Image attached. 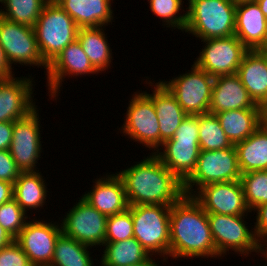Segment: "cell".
<instances>
[{
	"label": "cell",
	"mask_w": 267,
	"mask_h": 266,
	"mask_svg": "<svg viewBox=\"0 0 267 266\" xmlns=\"http://www.w3.org/2000/svg\"><path fill=\"white\" fill-rule=\"evenodd\" d=\"M170 257L219 259L207 213L193 196L184 194L171 205Z\"/></svg>",
	"instance_id": "6da1fadb"
},
{
	"label": "cell",
	"mask_w": 267,
	"mask_h": 266,
	"mask_svg": "<svg viewBox=\"0 0 267 266\" xmlns=\"http://www.w3.org/2000/svg\"><path fill=\"white\" fill-rule=\"evenodd\" d=\"M129 206H171L183 195V183L154 154L119 171Z\"/></svg>",
	"instance_id": "7a4b0ae2"
},
{
	"label": "cell",
	"mask_w": 267,
	"mask_h": 266,
	"mask_svg": "<svg viewBox=\"0 0 267 266\" xmlns=\"http://www.w3.org/2000/svg\"><path fill=\"white\" fill-rule=\"evenodd\" d=\"M184 31L205 40L235 35L236 0H187Z\"/></svg>",
	"instance_id": "3957f363"
},
{
	"label": "cell",
	"mask_w": 267,
	"mask_h": 266,
	"mask_svg": "<svg viewBox=\"0 0 267 266\" xmlns=\"http://www.w3.org/2000/svg\"><path fill=\"white\" fill-rule=\"evenodd\" d=\"M43 60L49 65L58 54L77 39L79 27L55 1H49L34 26Z\"/></svg>",
	"instance_id": "277c9868"
},
{
	"label": "cell",
	"mask_w": 267,
	"mask_h": 266,
	"mask_svg": "<svg viewBox=\"0 0 267 266\" xmlns=\"http://www.w3.org/2000/svg\"><path fill=\"white\" fill-rule=\"evenodd\" d=\"M128 210L133 219L134 237L150 255L162 256L166 262L170 257L171 206L135 205Z\"/></svg>",
	"instance_id": "5b68a950"
},
{
	"label": "cell",
	"mask_w": 267,
	"mask_h": 266,
	"mask_svg": "<svg viewBox=\"0 0 267 266\" xmlns=\"http://www.w3.org/2000/svg\"><path fill=\"white\" fill-rule=\"evenodd\" d=\"M214 245L221 259L229 250L241 256L252 252L262 254V244L254 229H248L244 221L247 215L207 214ZM225 254V255H224Z\"/></svg>",
	"instance_id": "8992f818"
},
{
	"label": "cell",
	"mask_w": 267,
	"mask_h": 266,
	"mask_svg": "<svg viewBox=\"0 0 267 266\" xmlns=\"http://www.w3.org/2000/svg\"><path fill=\"white\" fill-rule=\"evenodd\" d=\"M240 179L241 172L234 145L215 151L203 150L198 156L195 171L183 183V190L185 195L193 196L204 185Z\"/></svg>",
	"instance_id": "52a82bcc"
},
{
	"label": "cell",
	"mask_w": 267,
	"mask_h": 266,
	"mask_svg": "<svg viewBox=\"0 0 267 266\" xmlns=\"http://www.w3.org/2000/svg\"><path fill=\"white\" fill-rule=\"evenodd\" d=\"M160 81L175 96L187 115L209 113L214 77L203 69L193 64L189 73L173 77L169 81Z\"/></svg>",
	"instance_id": "ba28073f"
},
{
	"label": "cell",
	"mask_w": 267,
	"mask_h": 266,
	"mask_svg": "<svg viewBox=\"0 0 267 266\" xmlns=\"http://www.w3.org/2000/svg\"><path fill=\"white\" fill-rule=\"evenodd\" d=\"M129 101L121 133L154 153L160 147V128L152 99L143 92H135Z\"/></svg>",
	"instance_id": "9c48e42d"
},
{
	"label": "cell",
	"mask_w": 267,
	"mask_h": 266,
	"mask_svg": "<svg viewBox=\"0 0 267 266\" xmlns=\"http://www.w3.org/2000/svg\"><path fill=\"white\" fill-rule=\"evenodd\" d=\"M0 45L9 65H33L46 69L48 64L40 53L34 27L8 21L0 16Z\"/></svg>",
	"instance_id": "30bf717a"
},
{
	"label": "cell",
	"mask_w": 267,
	"mask_h": 266,
	"mask_svg": "<svg viewBox=\"0 0 267 266\" xmlns=\"http://www.w3.org/2000/svg\"><path fill=\"white\" fill-rule=\"evenodd\" d=\"M205 43L194 64L212 77L237 73L242 58L248 49L235 36L205 39Z\"/></svg>",
	"instance_id": "8fae6325"
},
{
	"label": "cell",
	"mask_w": 267,
	"mask_h": 266,
	"mask_svg": "<svg viewBox=\"0 0 267 266\" xmlns=\"http://www.w3.org/2000/svg\"><path fill=\"white\" fill-rule=\"evenodd\" d=\"M107 218L81 197L61 220L62 233L91 248L103 247Z\"/></svg>",
	"instance_id": "7c38bea8"
},
{
	"label": "cell",
	"mask_w": 267,
	"mask_h": 266,
	"mask_svg": "<svg viewBox=\"0 0 267 266\" xmlns=\"http://www.w3.org/2000/svg\"><path fill=\"white\" fill-rule=\"evenodd\" d=\"M38 108L25 118L14 121L9 152L21 172H36L42 153L41 126Z\"/></svg>",
	"instance_id": "4fadbf2b"
},
{
	"label": "cell",
	"mask_w": 267,
	"mask_h": 266,
	"mask_svg": "<svg viewBox=\"0 0 267 266\" xmlns=\"http://www.w3.org/2000/svg\"><path fill=\"white\" fill-rule=\"evenodd\" d=\"M56 223L36 219L27 221L15 238L34 266L51 265L56 241L62 234L61 223Z\"/></svg>",
	"instance_id": "5bb4252c"
},
{
	"label": "cell",
	"mask_w": 267,
	"mask_h": 266,
	"mask_svg": "<svg viewBox=\"0 0 267 266\" xmlns=\"http://www.w3.org/2000/svg\"><path fill=\"white\" fill-rule=\"evenodd\" d=\"M193 197L207 214L248 215V212L251 213L240 180L204 185Z\"/></svg>",
	"instance_id": "9a60e30c"
},
{
	"label": "cell",
	"mask_w": 267,
	"mask_h": 266,
	"mask_svg": "<svg viewBox=\"0 0 267 266\" xmlns=\"http://www.w3.org/2000/svg\"><path fill=\"white\" fill-rule=\"evenodd\" d=\"M99 74V72L92 66L88 56L83 51L79 41H75L68 44L58 56L48 65L47 72V84H48V96L58 98L60 93V87L62 86L63 79L72 76Z\"/></svg>",
	"instance_id": "2e32d148"
},
{
	"label": "cell",
	"mask_w": 267,
	"mask_h": 266,
	"mask_svg": "<svg viewBox=\"0 0 267 266\" xmlns=\"http://www.w3.org/2000/svg\"><path fill=\"white\" fill-rule=\"evenodd\" d=\"M29 77L0 79V122L23 119L37 108L33 100V79Z\"/></svg>",
	"instance_id": "e0dca14e"
},
{
	"label": "cell",
	"mask_w": 267,
	"mask_h": 266,
	"mask_svg": "<svg viewBox=\"0 0 267 266\" xmlns=\"http://www.w3.org/2000/svg\"><path fill=\"white\" fill-rule=\"evenodd\" d=\"M235 36L248 50L266 49L267 18L255 0L237 1Z\"/></svg>",
	"instance_id": "ac0fdd59"
},
{
	"label": "cell",
	"mask_w": 267,
	"mask_h": 266,
	"mask_svg": "<svg viewBox=\"0 0 267 266\" xmlns=\"http://www.w3.org/2000/svg\"><path fill=\"white\" fill-rule=\"evenodd\" d=\"M93 183V189L81 197L103 215L109 217L128 209L124 185L117 173L106 174Z\"/></svg>",
	"instance_id": "d6986e66"
},
{
	"label": "cell",
	"mask_w": 267,
	"mask_h": 266,
	"mask_svg": "<svg viewBox=\"0 0 267 266\" xmlns=\"http://www.w3.org/2000/svg\"><path fill=\"white\" fill-rule=\"evenodd\" d=\"M200 151L199 140H166L154 154L184 183L195 171Z\"/></svg>",
	"instance_id": "ffe728a7"
},
{
	"label": "cell",
	"mask_w": 267,
	"mask_h": 266,
	"mask_svg": "<svg viewBox=\"0 0 267 266\" xmlns=\"http://www.w3.org/2000/svg\"><path fill=\"white\" fill-rule=\"evenodd\" d=\"M247 108L262 107L253 101L236 73L214 78L209 113Z\"/></svg>",
	"instance_id": "44dd1931"
},
{
	"label": "cell",
	"mask_w": 267,
	"mask_h": 266,
	"mask_svg": "<svg viewBox=\"0 0 267 266\" xmlns=\"http://www.w3.org/2000/svg\"><path fill=\"white\" fill-rule=\"evenodd\" d=\"M236 74L253 101L263 107L267 103V49L248 50Z\"/></svg>",
	"instance_id": "7402d4cb"
},
{
	"label": "cell",
	"mask_w": 267,
	"mask_h": 266,
	"mask_svg": "<svg viewBox=\"0 0 267 266\" xmlns=\"http://www.w3.org/2000/svg\"><path fill=\"white\" fill-rule=\"evenodd\" d=\"M153 93H145L152 99L156 115L159 121L160 128V147L166 140L173 137L175 131L180 126L182 120L187 116L185 111L177 102L175 96L161 82H156L155 85L151 81L148 82Z\"/></svg>",
	"instance_id": "603a6c76"
},
{
	"label": "cell",
	"mask_w": 267,
	"mask_h": 266,
	"mask_svg": "<svg viewBox=\"0 0 267 266\" xmlns=\"http://www.w3.org/2000/svg\"><path fill=\"white\" fill-rule=\"evenodd\" d=\"M79 28L112 25L111 0H55Z\"/></svg>",
	"instance_id": "cb8c5ba5"
},
{
	"label": "cell",
	"mask_w": 267,
	"mask_h": 266,
	"mask_svg": "<svg viewBox=\"0 0 267 266\" xmlns=\"http://www.w3.org/2000/svg\"><path fill=\"white\" fill-rule=\"evenodd\" d=\"M233 145L245 140L262 124V108L228 110L215 114Z\"/></svg>",
	"instance_id": "d4e9b609"
},
{
	"label": "cell",
	"mask_w": 267,
	"mask_h": 266,
	"mask_svg": "<svg viewBox=\"0 0 267 266\" xmlns=\"http://www.w3.org/2000/svg\"><path fill=\"white\" fill-rule=\"evenodd\" d=\"M234 146L241 174L267 170V127L264 124Z\"/></svg>",
	"instance_id": "484cf974"
},
{
	"label": "cell",
	"mask_w": 267,
	"mask_h": 266,
	"mask_svg": "<svg viewBox=\"0 0 267 266\" xmlns=\"http://www.w3.org/2000/svg\"><path fill=\"white\" fill-rule=\"evenodd\" d=\"M41 172H21L13 183V199L27 213L46 204L47 187Z\"/></svg>",
	"instance_id": "4316f807"
},
{
	"label": "cell",
	"mask_w": 267,
	"mask_h": 266,
	"mask_svg": "<svg viewBox=\"0 0 267 266\" xmlns=\"http://www.w3.org/2000/svg\"><path fill=\"white\" fill-rule=\"evenodd\" d=\"M104 27L79 28L77 35V40L92 66L100 73L108 70L113 58Z\"/></svg>",
	"instance_id": "83f0119b"
},
{
	"label": "cell",
	"mask_w": 267,
	"mask_h": 266,
	"mask_svg": "<svg viewBox=\"0 0 267 266\" xmlns=\"http://www.w3.org/2000/svg\"><path fill=\"white\" fill-rule=\"evenodd\" d=\"M100 266H128L143 262L151 255L135 238L114 243H104Z\"/></svg>",
	"instance_id": "f1b7e54d"
},
{
	"label": "cell",
	"mask_w": 267,
	"mask_h": 266,
	"mask_svg": "<svg viewBox=\"0 0 267 266\" xmlns=\"http://www.w3.org/2000/svg\"><path fill=\"white\" fill-rule=\"evenodd\" d=\"M89 249L90 246L62 233L56 241L50 266H95Z\"/></svg>",
	"instance_id": "f546056e"
},
{
	"label": "cell",
	"mask_w": 267,
	"mask_h": 266,
	"mask_svg": "<svg viewBox=\"0 0 267 266\" xmlns=\"http://www.w3.org/2000/svg\"><path fill=\"white\" fill-rule=\"evenodd\" d=\"M49 0H0L4 9L0 8V16L8 21L35 26L41 11Z\"/></svg>",
	"instance_id": "4dcf8cb0"
},
{
	"label": "cell",
	"mask_w": 267,
	"mask_h": 266,
	"mask_svg": "<svg viewBox=\"0 0 267 266\" xmlns=\"http://www.w3.org/2000/svg\"><path fill=\"white\" fill-rule=\"evenodd\" d=\"M199 146L201 151H215L233 146L215 114L199 115Z\"/></svg>",
	"instance_id": "1f68e13d"
},
{
	"label": "cell",
	"mask_w": 267,
	"mask_h": 266,
	"mask_svg": "<svg viewBox=\"0 0 267 266\" xmlns=\"http://www.w3.org/2000/svg\"><path fill=\"white\" fill-rule=\"evenodd\" d=\"M240 181L251 212L257 206L267 203V170L243 173Z\"/></svg>",
	"instance_id": "d6a6232c"
},
{
	"label": "cell",
	"mask_w": 267,
	"mask_h": 266,
	"mask_svg": "<svg viewBox=\"0 0 267 266\" xmlns=\"http://www.w3.org/2000/svg\"><path fill=\"white\" fill-rule=\"evenodd\" d=\"M148 2L150 10L162 19L163 25L184 31L187 11H184L183 15L179 14V11H182L183 0H149Z\"/></svg>",
	"instance_id": "836d02e7"
},
{
	"label": "cell",
	"mask_w": 267,
	"mask_h": 266,
	"mask_svg": "<svg viewBox=\"0 0 267 266\" xmlns=\"http://www.w3.org/2000/svg\"><path fill=\"white\" fill-rule=\"evenodd\" d=\"M27 213L12 198L0 206V225L15 239L27 223Z\"/></svg>",
	"instance_id": "e575fe53"
},
{
	"label": "cell",
	"mask_w": 267,
	"mask_h": 266,
	"mask_svg": "<svg viewBox=\"0 0 267 266\" xmlns=\"http://www.w3.org/2000/svg\"><path fill=\"white\" fill-rule=\"evenodd\" d=\"M134 237L131 212L126 211L107 218L105 243H114Z\"/></svg>",
	"instance_id": "d590c367"
},
{
	"label": "cell",
	"mask_w": 267,
	"mask_h": 266,
	"mask_svg": "<svg viewBox=\"0 0 267 266\" xmlns=\"http://www.w3.org/2000/svg\"><path fill=\"white\" fill-rule=\"evenodd\" d=\"M0 266H34L28 256L14 240L0 249Z\"/></svg>",
	"instance_id": "8d00e7d4"
},
{
	"label": "cell",
	"mask_w": 267,
	"mask_h": 266,
	"mask_svg": "<svg viewBox=\"0 0 267 266\" xmlns=\"http://www.w3.org/2000/svg\"><path fill=\"white\" fill-rule=\"evenodd\" d=\"M169 140H199V115H187Z\"/></svg>",
	"instance_id": "74e56055"
},
{
	"label": "cell",
	"mask_w": 267,
	"mask_h": 266,
	"mask_svg": "<svg viewBox=\"0 0 267 266\" xmlns=\"http://www.w3.org/2000/svg\"><path fill=\"white\" fill-rule=\"evenodd\" d=\"M20 173L9 150H0V180L14 183Z\"/></svg>",
	"instance_id": "f35d334b"
},
{
	"label": "cell",
	"mask_w": 267,
	"mask_h": 266,
	"mask_svg": "<svg viewBox=\"0 0 267 266\" xmlns=\"http://www.w3.org/2000/svg\"><path fill=\"white\" fill-rule=\"evenodd\" d=\"M254 211L257 213L254 232L261 244L267 242V203L257 206Z\"/></svg>",
	"instance_id": "ab89813d"
},
{
	"label": "cell",
	"mask_w": 267,
	"mask_h": 266,
	"mask_svg": "<svg viewBox=\"0 0 267 266\" xmlns=\"http://www.w3.org/2000/svg\"><path fill=\"white\" fill-rule=\"evenodd\" d=\"M14 122H0V150H9L13 137Z\"/></svg>",
	"instance_id": "60d3db41"
},
{
	"label": "cell",
	"mask_w": 267,
	"mask_h": 266,
	"mask_svg": "<svg viewBox=\"0 0 267 266\" xmlns=\"http://www.w3.org/2000/svg\"><path fill=\"white\" fill-rule=\"evenodd\" d=\"M13 198V183L0 180V206Z\"/></svg>",
	"instance_id": "b9f144b4"
},
{
	"label": "cell",
	"mask_w": 267,
	"mask_h": 266,
	"mask_svg": "<svg viewBox=\"0 0 267 266\" xmlns=\"http://www.w3.org/2000/svg\"><path fill=\"white\" fill-rule=\"evenodd\" d=\"M12 69L13 68L9 65L8 60L6 59L4 49L0 45V79L14 76L15 74Z\"/></svg>",
	"instance_id": "7bdbcfd3"
},
{
	"label": "cell",
	"mask_w": 267,
	"mask_h": 266,
	"mask_svg": "<svg viewBox=\"0 0 267 266\" xmlns=\"http://www.w3.org/2000/svg\"><path fill=\"white\" fill-rule=\"evenodd\" d=\"M15 239L0 225V249L12 243Z\"/></svg>",
	"instance_id": "ee69618b"
},
{
	"label": "cell",
	"mask_w": 267,
	"mask_h": 266,
	"mask_svg": "<svg viewBox=\"0 0 267 266\" xmlns=\"http://www.w3.org/2000/svg\"><path fill=\"white\" fill-rule=\"evenodd\" d=\"M152 255L147 258L146 260H144L143 262L139 263V264H135V265H128V266H160L159 264H157L155 262V259L153 260Z\"/></svg>",
	"instance_id": "f6af8a7d"
},
{
	"label": "cell",
	"mask_w": 267,
	"mask_h": 266,
	"mask_svg": "<svg viewBox=\"0 0 267 266\" xmlns=\"http://www.w3.org/2000/svg\"><path fill=\"white\" fill-rule=\"evenodd\" d=\"M257 4L260 6L261 12L267 18V0H255Z\"/></svg>",
	"instance_id": "bcb514c9"
},
{
	"label": "cell",
	"mask_w": 267,
	"mask_h": 266,
	"mask_svg": "<svg viewBox=\"0 0 267 266\" xmlns=\"http://www.w3.org/2000/svg\"><path fill=\"white\" fill-rule=\"evenodd\" d=\"M262 121L263 124L267 127V103L262 107Z\"/></svg>",
	"instance_id": "7dc6e473"
},
{
	"label": "cell",
	"mask_w": 267,
	"mask_h": 266,
	"mask_svg": "<svg viewBox=\"0 0 267 266\" xmlns=\"http://www.w3.org/2000/svg\"><path fill=\"white\" fill-rule=\"evenodd\" d=\"M267 242L262 244V254L260 257H262V255L264 256L263 259L265 258V260H267Z\"/></svg>",
	"instance_id": "c3c4849f"
},
{
	"label": "cell",
	"mask_w": 267,
	"mask_h": 266,
	"mask_svg": "<svg viewBox=\"0 0 267 266\" xmlns=\"http://www.w3.org/2000/svg\"><path fill=\"white\" fill-rule=\"evenodd\" d=\"M236 1H253V0H236Z\"/></svg>",
	"instance_id": "681fc988"
}]
</instances>
